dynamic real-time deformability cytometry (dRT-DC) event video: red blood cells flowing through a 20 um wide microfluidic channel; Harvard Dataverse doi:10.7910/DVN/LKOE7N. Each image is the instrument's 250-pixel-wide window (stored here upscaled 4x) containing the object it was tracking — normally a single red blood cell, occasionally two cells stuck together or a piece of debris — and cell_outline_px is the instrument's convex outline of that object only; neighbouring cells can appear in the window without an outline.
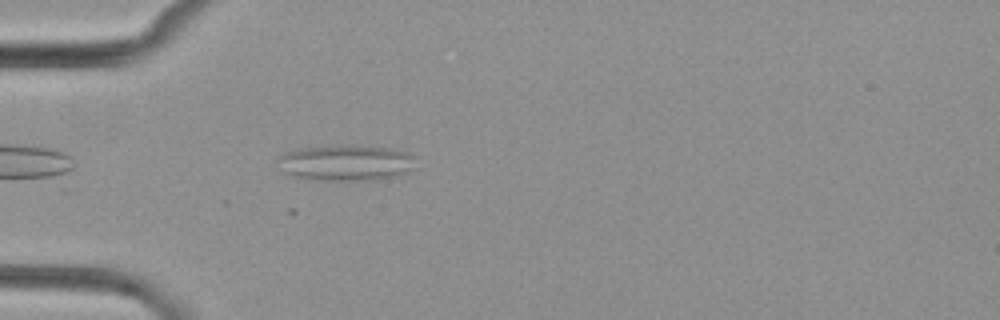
{"species": "common noctule bat (a hibernating species)", "species_latin": "Nyctalus noctula", "temperature_condition": "cold", "stored_images_in_passage": 1, "camera_frame_rate_fps": 3000, "um_per_image_px": 0.085, "animal": {"sex": "female", "body_mass_g": 29.2, "forearm_length_mm": 56.3}, "frame": {"image": 1, "passage_image": 1, "time_ms": 0.0, "image_size_px": [1000, 320], "cell_outline_px": [[412, 168], [404, 172], [392, 176], [376, 180], [324, 180], [288, 176], [284, 172], [280, 156], [284, 152], [300, 148], [332, 144], [356, 144], [392, 148], [408, 152], [412, 156]], "centroid_in_image_um": [29.38, 13.8], "position_along_channel_um": 55.6, "area_um2": 28.9}}